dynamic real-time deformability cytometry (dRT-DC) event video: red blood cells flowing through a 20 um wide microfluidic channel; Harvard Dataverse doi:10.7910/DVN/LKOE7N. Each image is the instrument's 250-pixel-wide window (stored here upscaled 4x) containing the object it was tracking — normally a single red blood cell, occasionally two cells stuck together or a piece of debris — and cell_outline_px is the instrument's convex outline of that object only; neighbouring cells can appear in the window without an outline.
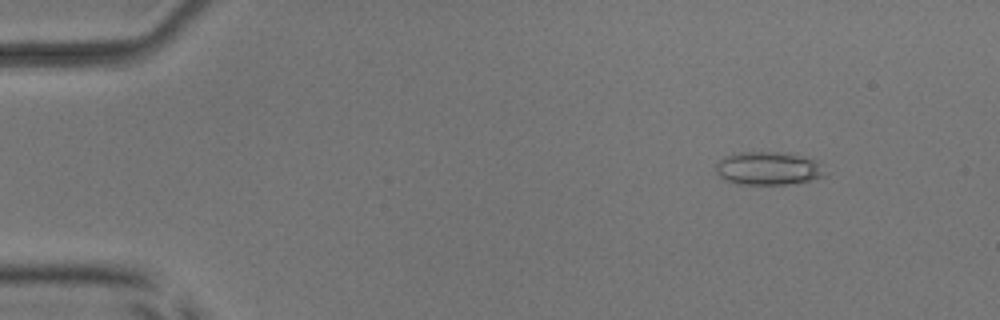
{"species": "common noctule bat (a hibernating species)", "species_latin": "Nyctalus noctula", "temperature_condition": "room temperature", "stored_images_in_passage": 16, "camera_frame_rate_fps": 3000, "um_per_image_px": 0.085, "animal": {"sex": "male", "body_mass_g": 17.9, "forearm_length_mm": 54.2}, "frame": {"image": 1, "passage_image": 7, "time_ms": 2.0, "image_size_px": [1000, 320], "cell_outline_px": [[824, 176], [808, 180], [788, 184], [740, 184], [724, 180], [716, 172], [716, 164], [724, 156], [740, 152], [788, 152], [816, 160]], "centroid_in_image_um": [65.24, 14.3], "position_along_channel_um": 19.8, "area_um2": 20.87}}